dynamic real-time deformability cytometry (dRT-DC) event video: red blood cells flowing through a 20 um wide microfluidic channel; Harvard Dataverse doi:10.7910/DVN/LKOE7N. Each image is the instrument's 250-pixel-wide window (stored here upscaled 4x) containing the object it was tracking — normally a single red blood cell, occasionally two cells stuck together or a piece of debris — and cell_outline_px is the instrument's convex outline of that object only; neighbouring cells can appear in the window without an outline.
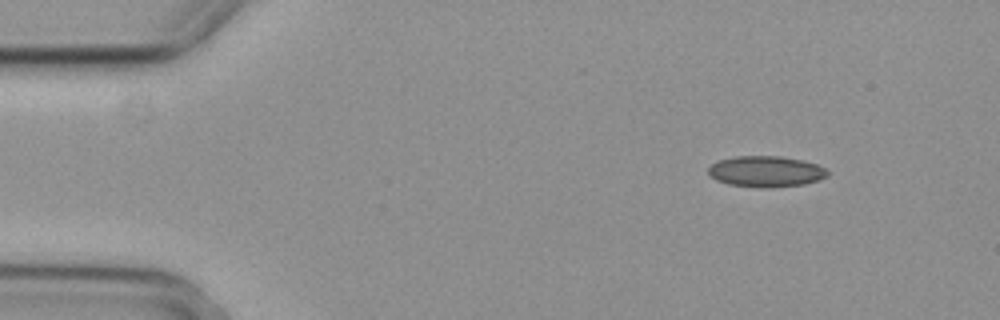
{"species": "common noctule bat (a hibernating species)", "species_latin": "Nyctalus noctula", "temperature_condition": "cold", "stored_images_in_passage": 8, "camera_frame_rate_fps": 3000, "um_per_image_px": 0.085, "animal": {"sex": "female", "body_mass_g": 29.2, "forearm_length_mm": 56.3}, "frame": {"image": 1, "passage_image": 1, "time_ms": 0.0, "image_size_px": [1000, 320], "cell_outline_px": [[828, 176], [820, 180], [804, 184], [768, 188], [764, 188], [728, 184], [716, 180], [708, 172], [708, 168], [716, 160], [736, 156], [780, 156], [804, 160], [816, 164], [824, 168], [828, 172]], "centroid_in_image_um": [65.11, 14.57], "position_along_channel_um": 19.9, "area_um2": 21.62}}
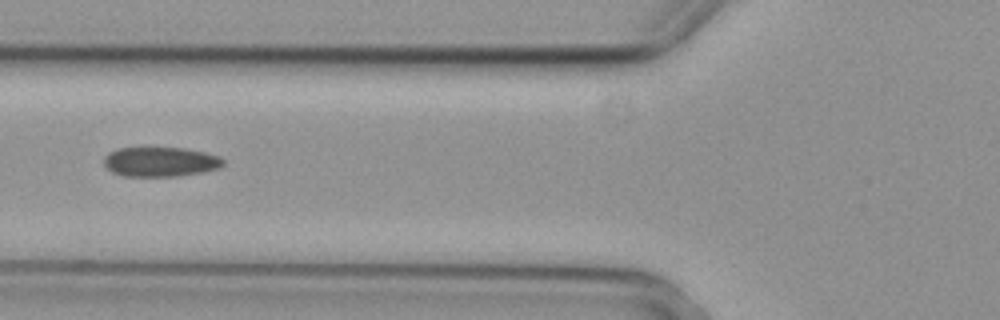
{"frame": {"image": 2, "passage_image": 5, "time_ms": 1.333, "image_size_px": [1000, 320], "cell_outline_px": [[224, 164], [220, 168], [204, 172], [176, 176], [124, 176], [112, 172], [104, 164], [104, 156], [108, 152], [120, 148], [184, 148], [204, 152], [220, 156], [224, 160]], "centroid_in_image_um": [13.65, 13.75], "position_along_channel_um": 112.1, "area_um2": 20.63}}
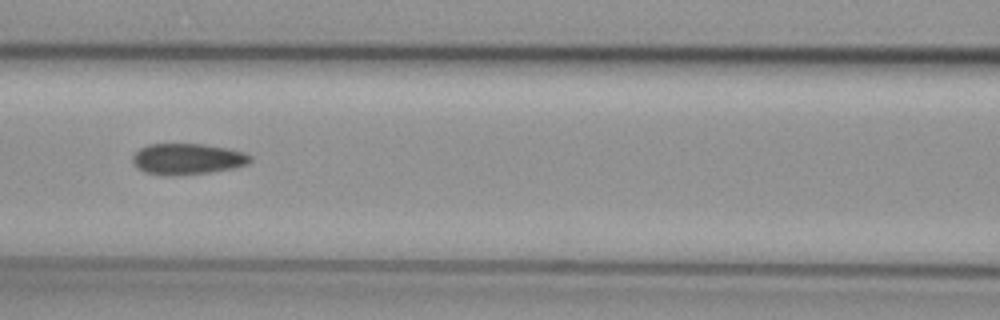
{"frame": {"image": 3, "passage_image": 6, "time_ms": 1.667, "image_size_px": [1000, 320], "cell_outline_px": [[252, 160], [248, 164], [232, 168], [212, 172], [168, 176], [164, 176], [144, 172], [136, 168], [132, 164], [132, 156], [140, 148], [148, 144], [204, 144], [228, 148], [244, 152], [252, 156]], "centroid_in_image_um": [15.91, 13.52], "position_along_channel_um": 150.7, "area_um2": 21.56}}